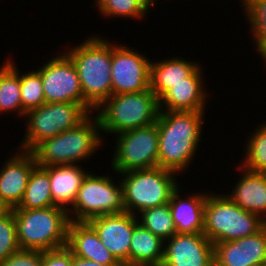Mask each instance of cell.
I'll use <instances>...</instances> for the list:
<instances>
[{
  "label": "cell",
  "mask_w": 266,
  "mask_h": 266,
  "mask_svg": "<svg viewBox=\"0 0 266 266\" xmlns=\"http://www.w3.org/2000/svg\"><path fill=\"white\" fill-rule=\"evenodd\" d=\"M212 193L206 195L203 233L213 244L254 235L266 225L258 214L242 209L226 194Z\"/></svg>",
  "instance_id": "cell-6"
},
{
  "label": "cell",
  "mask_w": 266,
  "mask_h": 266,
  "mask_svg": "<svg viewBox=\"0 0 266 266\" xmlns=\"http://www.w3.org/2000/svg\"><path fill=\"white\" fill-rule=\"evenodd\" d=\"M96 231L102 244L123 265L129 266V249L133 229L139 223L129 212L101 215L87 221Z\"/></svg>",
  "instance_id": "cell-14"
},
{
  "label": "cell",
  "mask_w": 266,
  "mask_h": 266,
  "mask_svg": "<svg viewBox=\"0 0 266 266\" xmlns=\"http://www.w3.org/2000/svg\"><path fill=\"white\" fill-rule=\"evenodd\" d=\"M155 1H158V0H149L152 7H154Z\"/></svg>",
  "instance_id": "cell-35"
},
{
  "label": "cell",
  "mask_w": 266,
  "mask_h": 266,
  "mask_svg": "<svg viewBox=\"0 0 266 266\" xmlns=\"http://www.w3.org/2000/svg\"><path fill=\"white\" fill-rule=\"evenodd\" d=\"M15 151L0 169V204L6 210L18 207L23 199L30 173L37 165L31 152Z\"/></svg>",
  "instance_id": "cell-15"
},
{
  "label": "cell",
  "mask_w": 266,
  "mask_h": 266,
  "mask_svg": "<svg viewBox=\"0 0 266 266\" xmlns=\"http://www.w3.org/2000/svg\"><path fill=\"white\" fill-rule=\"evenodd\" d=\"M20 95L22 108L26 112L45 103L42 78L36 70L20 72Z\"/></svg>",
  "instance_id": "cell-30"
},
{
  "label": "cell",
  "mask_w": 266,
  "mask_h": 266,
  "mask_svg": "<svg viewBox=\"0 0 266 266\" xmlns=\"http://www.w3.org/2000/svg\"><path fill=\"white\" fill-rule=\"evenodd\" d=\"M62 52L36 69L42 78L45 103L74 102L83 106V91L76 67Z\"/></svg>",
  "instance_id": "cell-12"
},
{
  "label": "cell",
  "mask_w": 266,
  "mask_h": 266,
  "mask_svg": "<svg viewBox=\"0 0 266 266\" xmlns=\"http://www.w3.org/2000/svg\"><path fill=\"white\" fill-rule=\"evenodd\" d=\"M6 209L0 204V214L4 212Z\"/></svg>",
  "instance_id": "cell-36"
},
{
  "label": "cell",
  "mask_w": 266,
  "mask_h": 266,
  "mask_svg": "<svg viewBox=\"0 0 266 266\" xmlns=\"http://www.w3.org/2000/svg\"><path fill=\"white\" fill-rule=\"evenodd\" d=\"M180 187L169 201L170 211L177 233H203L204 208L207 192L191 193L182 198Z\"/></svg>",
  "instance_id": "cell-21"
},
{
  "label": "cell",
  "mask_w": 266,
  "mask_h": 266,
  "mask_svg": "<svg viewBox=\"0 0 266 266\" xmlns=\"http://www.w3.org/2000/svg\"><path fill=\"white\" fill-rule=\"evenodd\" d=\"M202 69L200 65L187 77V82L172 85L159 99L160 111H206L208 91L204 86Z\"/></svg>",
  "instance_id": "cell-17"
},
{
  "label": "cell",
  "mask_w": 266,
  "mask_h": 266,
  "mask_svg": "<svg viewBox=\"0 0 266 266\" xmlns=\"http://www.w3.org/2000/svg\"><path fill=\"white\" fill-rule=\"evenodd\" d=\"M111 168L116 174L158 167L157 122L116 135Z\"/></svg>",
  "instance_id": "cell-10"
},
{
  "label": "cell",
  "mask_w": 266,
  "mask_h": 266,
  "mask_svg": "<svg viewBox=\"0 0 266 266\" xmlns=\"http://www.w3.org/2000/svg\"><path fill=\"white\" fill-rule=\"evenodd\" d=\"M139 215L138 222L165 242L177 233L169 203L146 209Z\"/></svg>",
  "instance_id": "cell-27"
},
{
  "label": "cell",
  "mask_w": 266,
  "mask_h": 266,
  "mask_svg": "<svg viewBox=\"0 0 266 266\" xmlns=\"http://www.w3.org/2000/svg\"><path fill=\"white\" fill-rule=\"evenodd\" d=\"M90 113L74 102L44 103L25 114L26 133L19 150L31 152L43 140L75 127Z\"/></svg>",
  "instance_id": "cell-8"
},
{
  "label": "cell",
  "mask_w": 266,
  "mask_h": 266,
  "mask_svg": "<svg viewBox=\"0 0 266 266\" xmlns=\"http://www.w3.org/2000/svg\"><path fill=\"white\" fill-rule=\"evenodd\" d=\"M12 59L7 57L0 67V114L15 112L16 118H24L20 95V72ZM9 112V113H8Z\"/></svg>",
  "instance_id": "cell-24"
},
{
  "label": "cell",
  "mask_w": 266,
  "mask_h": 266,
  "mask_svg": "<svg viewBox=\"0 0 266 266\" xmlns=\"http://www.w3.org/2000/svg\"><path fill=\"white\" fill-rule=\"evenodd\" d=\"M181 57H171L151 61L150 89L160 99L172 85L187 82L189 77L200 65Z\"/></svg>",
  "instance_id": "cell-22"
},
{
  "label": "cell",
  "mask_w": 266,
  "mask_h": 266,
  "mask_svg": "<svg viewBox=\"0 0 266 266\" xmlns=\"http://www.w3.org/2000/svg\"><path fill=\"white\" fill-rule=\"evenodd\" d=\"M97 9L103 17L140 20L151 8L149 0H95Z\"/></svg>",
  "instance_id": "cell-28"
},
{
  "label": "cell",
  "mask_w": 266,
  "mask_h": 266,
  "mask_svg": "<svg viewBox=\"0 0 266 266\" xmlns=\"http://www.w3.org/2000/svg\"><path fill=\"white\" fill-rule=\"evenodd\" d=\"M66 247L79 258L105 266H123L102 244L96 231L87 221H70Z\"/></svg>",
  "instance_id": "cell-18"
},
{
  "label": "cell",
  "mask_w": 266,
  "mask_h": 266,
  "mask_svg": "<svg viewBox=\"0 0 266 266\" xmlns=\"http://www.w3.org/2000/svg\"><path fill=\"white\" fill-rule=\"evenodd\" d=\"M120 175L125 211L135 216L146 209L169 203L179 186L175 179L179 175L161 167L132 170Z\"/></svg>",
  "instance_id": "cell-7"
},
{
  "label": "cell",
  "mask_w": 266,
  "mask_h": 266,
  "mask_svg": "<svg viewBox=\"0 0 266 266\" xmlns=\"http://www.w3.org/2000/svg\"><path fill=\"white\" fill-rule=\"evenodd\" d=\"M0 266H42V251L19 249L4 260Z\"/></svg>",
  "instance_id": "cell-32"
},
{
  "label": "cell",
  "mask_w": 266,
  "mask_h": 266,
  "mask_svg": "<svg viewBox=\"0 0 266 266\" xmlns=\"http://www.w3.org/2000/svg\"><path fill=\"white\" fill-rule=\"evenodd\" d=\"M237 166L242 175L226 195L242 209L258 214L266 221V174L247 170L240 164Z\"/></svg>",
  "instance_id": "cell-19"
},
{
  "label": "cell",
  "mask_w": 266,
  "mask_h": 266,
  "mask_svg": "<svg viewBox=\"0 0 266 266\" xmlns=\"http://www.w3.org/2000/svg\"><path fill=\"white\" fill-rule=\"evenodd\" d=\"M42 266H72V252L66 246L42 251Z\"/></svg>",
  "instance_id": "cell-33"
},
{
  "label": "cell",
  "mask_w": 266,
  "mask_h": 266,
  "mask_svg": "<svg viewBox=\"0 0 266 266\" xmlns=\"http://www.w3.org/2000/svg\"><path fill=\"white\" fill-rule=\"evenodd\" d=\"M164 243L165 241L138 223L130 241L129 266H161Z\"/></svg>",
  "instance_id": "cell-23"
},
{
  "label": "cell",
  "mask_w": 266,
  "mask_h": 266,
  "mask_svg": "<svg viewBox=\"0 0 266 266\" xmlns=\"http://www.w3.org/2000/svg\"><path fill=\"white\" fill-rule=\"evenodd\" d=\"M108 175L97 176L94 171L86 175L68 212L70 221H88L97 216L125 211L121 181H113Z\"/></svg>",
  "instance_id": "cell-9"
},
{
  "label": "cell",
  "mask_w": 266,
  "mask_h": 266,
  "mask_svg": "<svg viewBox=\"0 0 266 266\" xmlns=\"http://www.w3.org/2000/svg\"><path fill=\"white\" fill-rule=\"evenodd\" d=\"M95 112L102 134L117 135L154 124L160 112L159 99L151 89L111 95Z\"/></svg>",
  "instance_id": "cell-5"
},
{
  "label": "cell",
  "mask_w": 266,
  "mask_h": 266,
  "mask_svg": "<svg viewBox=\"0 0 266 266\" xmlns=\"http://www.w3.org/2000/svg\"><path fill=\"white\" fill-rule=\"evenodd\" d=\"M11 210L20 249L48 251L67 245L70 218L66 210L55 206Z\"/></svg>",
  "instance_id": "cell-4"
},
{
  "label": "cell",
  "mask_w": 266,
  "mask_h": 266,
  "mask_svg": "<svg viewBox=\"0 0 266 266\" xmlns=\"http://www.w3.org/2000/svg\"><path fill=\"white\" fill-rule=\"evenodd\" d=\"M205 111H160L158 167L177 175L189 170L202 141ZM180 172V173H179Z\"/></svg>",
  "instance_id": "cell-1"
},
{
  "label": "cell",
  "mask_w": 266,
  "mask_h": 266,
  "mask_svg": "<svg viewBox=\"0 0 266 266\" xmlns=\"http://www.w3.org/2000/svg\"><path fill=\"white\" fill-rule=\"evenodd\" d=\"M166 241L161 266H214V244L204 233H176Z\"/></svg>",
  "instance_id": "cell-13"
},
{
  "label": "cell",
  "mask_w": 266,
  "mask_h": 266,
  "mask_svg": "<svg viewBox=\"0 0 266 266\" xmlns=\"http://www.w3.org/2000/svg\"><path fill=\"white\" fill-rule=\"evenodd\" d=\"M122 45L111 43L112 95L149 90L151 59Z\"/></svg>",
  "instance_id": "cell-11"
},
{
  "label": "cell",
  "mask_w": 266,
  "mask_h": 266,
  "mask_svg": "<svg viewBox=\"0 0 266 266\" xmlns=\"http://www.w3.org/2000/svg\"><path fill=\"white\" fill-rule=\"evenodd\" d=\"M19 249L14 213L5 210L0 214V264Z\"/></svg>",
  "instance_id": "cell-31"
},
{
  "label": "cell",
  "mask_w": 266,
  "mask_h": 266,
  "mask_svg": "<svg viewBox=\"0 0 266 266\" xmlns=\"http://www.w3.org/2000/svg\"><path fill=\"white\" fill-rule=\"evenodd\" d=\"M43 168L49 174L53 206L69 212L89 171H85L82 166L74 164L54 165Z\"/></svg>",
  "instance_id": "cell-20"
},
{
  "label": "cell",
  "mask_w": 266,
  "mask_h": 266,
  "mask_svg": "<svg viewBox=\"0 0 266 266\" xmlns=\"http://www.w3.org/2000/svg\"><path fill=\"white\" fill-rule=\"evenodd\" d=\"M92 115L95 112L90 113L75 127L39 143L31 151L37 165H78L99 151L105 145L102 142L105 137L101 135L99 118Z\"/></svg>",
  "instance_id": "cell-3"
},
{
  "label": "cell",
  "mask_w": 266,
  "mask_h": 266,
  "mask_svg": "<svg viewBox=\"0 0 266 266\" xmlns=\"http://www.w3.org/2000/svg\"><path fill=\"white\" fill-rule=\"evenodd\" d=\"M266 263V225L256 234L214 244V266H262Z\"/></svg>",
  "instance_id": "cell-16"
},
{
  "label": "cell",
  "mask_w": 266,
  "mask_h": 266,
  "mask_svg": "<svg viewBox=\"0 0 266 266\" xmlns=\"http://www.w3.org/2000/svg\"><path fill=\"white\" fill-rule=\"evenodd\" d=\"M257 126L246 139L245 160L239 163L247 170L266 174V121ZM251 136V137H250Z\"/></svg>",
  "instance_id": "cell-29"
},
{
  "label": "cell",
  "mask_w": 266,
  "mask_h": 266,
  "mask_svg": "<svg viewBox=\"0 0 266 266\" xmlns=\"http://www.w3.org/2000/svg\"><path fill=\"white\" fill-rule=\"evenodd\" d=\"M53 206L48 172L36 165L28 180L22 201L14 209H35Z\"/></svg>",
  "instance_id": "cell-25"
},
{
  "label": "cell",
  "mask_w": 266,
  "mask_h": 266,
  "mask_svg": "<svg viewBox=\"0 0 266 266\" xmlns=\"http://www.w3.org/2000/svg\"><path fill=\"white\" fill-rule=\"evenodd\" d=\"M65 54L76 67L83 91V107L89 113L95 112L112 95L111 42L97 34L89 35L81 44L66 48Z\"/></svg>",
  "instance_id": "cell-2"
},
{
  "label": "cell",
  "mask_w": 266,
  "mask_h": 266,
  "mask_svg": "<svg viewBox=\"0 0 266 266\" xmlns=\"http://www.w3.org/2000/svg\"><path fill=\"white\" fill-rule=\"evenodd\" d=\"M72 266H105L95 261L82 259L72 254Z\"/></svg>",
  "instance_id": "cell-34"
},
{
  "label": "cell",
  "mask_w": 266,
  "mask_h": 266,
  "mask_svg": "<svg viewBox=\"0 0 266 266\" xmlns=\"http://www.w3.org/2000/svg\"><path fill=\"white\" fill-rule=\"evenodd\" d=\"M253 36L252 44L262 60L266 61V0H239Z\"/></svg>",
  "instance_id": "cell-26"
}]
</instances>
